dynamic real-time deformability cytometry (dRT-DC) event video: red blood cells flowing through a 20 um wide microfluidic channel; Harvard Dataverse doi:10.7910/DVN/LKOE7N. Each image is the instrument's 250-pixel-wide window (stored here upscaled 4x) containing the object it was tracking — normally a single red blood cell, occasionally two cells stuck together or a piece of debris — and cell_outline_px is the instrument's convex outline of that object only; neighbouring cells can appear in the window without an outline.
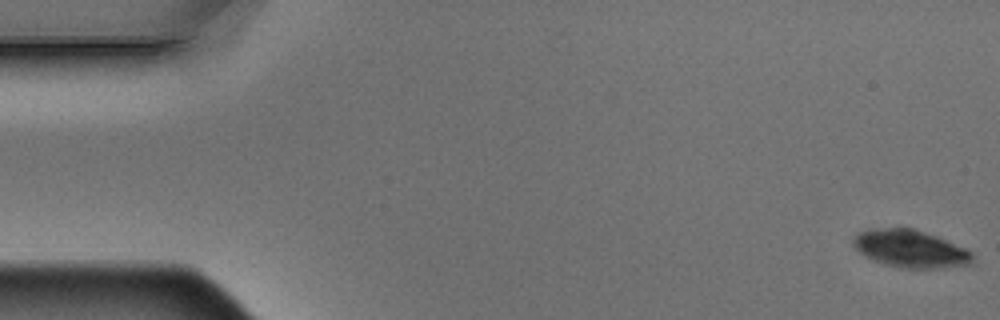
{"species": "Egyptian fruit bat (a non-hibernating species)", "species_latin": "Rousettus aegyptiacus", "temperature_condition": "warm", "stored_images_in_passage": 10, "camera_frame_rate_fps": 3000, "um_per_image_px": 0.085, "animal": {"sex": "male"}, "frame": {"image": 1, "passage_image": 1, "time_ms": 0.0, "image_size_px": [1000, 320], "cell_outline_px": [[976, 260], [972, 264], [940, 268], [900, 268], [884, 264], [872, 260], [864, 256], [852, 244], [852, 240], [860, 232], [868, 228], [916, 228], [936, 236], [964, 248], [972, 252]], "centroid_in_image_um": [77.39, 21.15], "position_along_channel_um": 7.6, "area_um2": 26.24}}
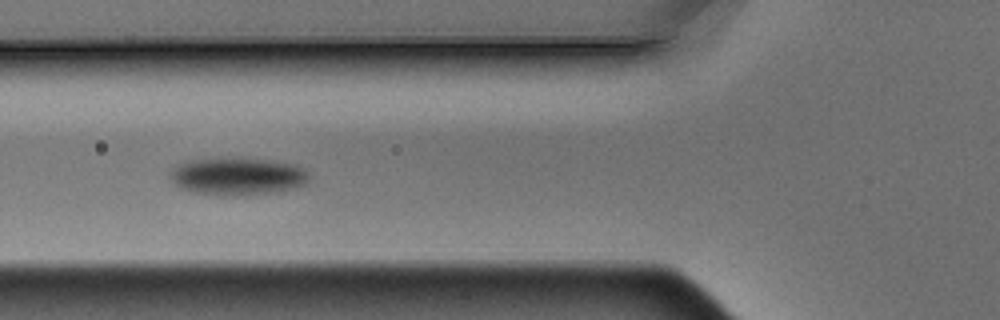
{"frame": {"image": 2, "passage_image": 6, "time_ms": 1.667, "image_size_px": [1000, 320], "cell_outline_px": [[308, 180], [304, 184], [280, 192], [244, 196], [220, 196], [196, 192], [180, 188], [168, 176], [168, 172], [176, 164], [188, 160], [272, 160], [296, 164], [304, 168], [308, 172]], "centroid_in_image_um": [20.19, 15.03], "position_along_channel_um": 105.6, "area_um2": 30.23}}
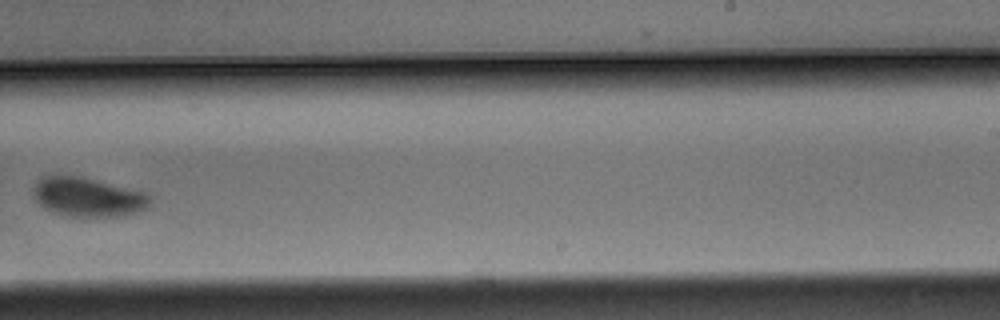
{"frame": {"image": 3, "passage_image": 10, "time_ms": 3.0, "image_size_px": [1000, 320], "cell_outline_px": [[152, 204], [148, 208], [124, 216], [64, 216], [40, 204], [36, 200], [36, 184], [44, 176], [80, 176], [144, 192], [152, 196]], "centroid_in_image_um": [7.58, 16.76], "position_along_channel_um": 281.4, "area_um2": 26.13}}